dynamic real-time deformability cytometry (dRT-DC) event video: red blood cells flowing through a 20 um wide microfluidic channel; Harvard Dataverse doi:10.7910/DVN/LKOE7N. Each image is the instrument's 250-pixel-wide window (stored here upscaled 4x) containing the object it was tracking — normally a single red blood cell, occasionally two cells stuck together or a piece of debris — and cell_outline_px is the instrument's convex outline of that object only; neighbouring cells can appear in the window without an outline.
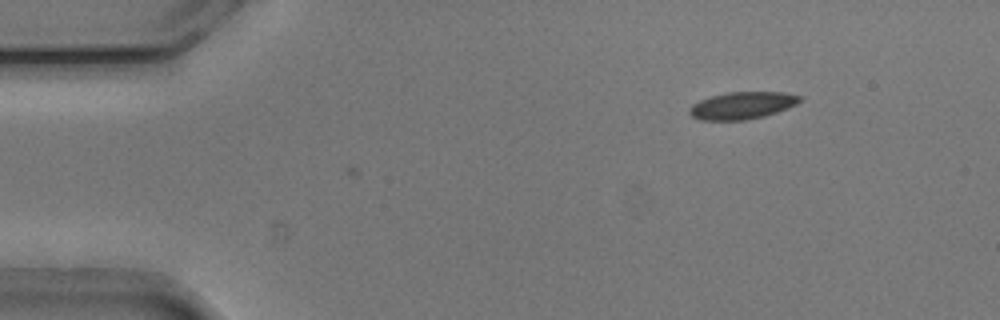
{"species": "common noctule bat (a hibernating species)", "species_latin": "Nyctalus noctula", "temperature_condition": "cold", "stored_images_in_passage": 7, "camera_frame_rate_fps": 3000, "um_per_image_px": 0.085, "animal": {"sex": "male", "body_mass_g": 20.5, "forearm_length_mm": 52.5}, "frame": {"image": 1, "passage_image": 7, "time_ms": 2.0, "image_size_px": [1000, 320], "cell_outline_px": [[804, 100], [788, 108], [764, 116], [744, 120], [700, 120], [692, 116], [688, 112], [688, 108], [692, 104], [700, 100], [712, 96], [728, 92], [784, 92], [804, 96]], "centroid_in_image_um": [63.12, 8.96], "position_along_channel_um": 21.9, "area_um2": 17.63}}